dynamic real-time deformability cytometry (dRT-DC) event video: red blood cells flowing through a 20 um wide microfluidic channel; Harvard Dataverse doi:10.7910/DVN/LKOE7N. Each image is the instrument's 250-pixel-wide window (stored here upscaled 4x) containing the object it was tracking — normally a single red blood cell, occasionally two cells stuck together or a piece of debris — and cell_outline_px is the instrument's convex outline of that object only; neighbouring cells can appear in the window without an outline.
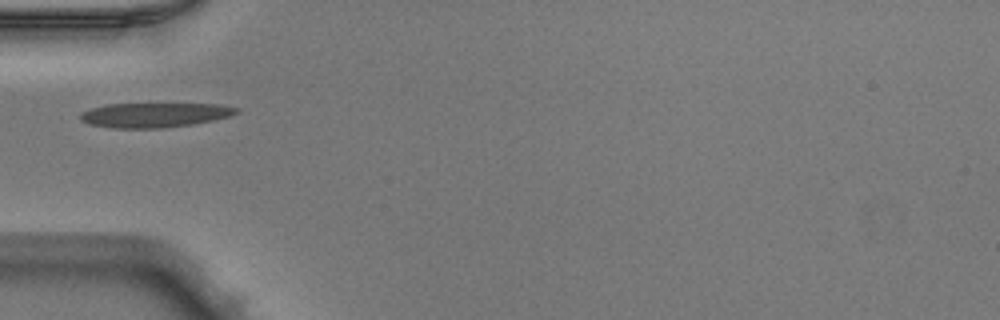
{"species": "Egyptian fruit bat (a non-hibernating species)", "species_latin": "Rousettus aegyptiacus", "temperature_condition": "warm", "stored_images_in_passage": 35, "camera_frame_rate_fps": 3000, "um_per_image_px": 0.085, "animal": {"sex": "male"}, "frame": {"image": 1, "passage_image": 1, "time_ms": 0.0, "image_size_px": [1000, 320], "cell_outline_px": [[240, 112], [228, 116], [212, 120], [192, 124], [164, 128], [116, 128], [88, 124], [80, 120], [80, 112], [88, 108], [104, 104], [220, 104], [240, 108]], "centroid_in_image_um": [13.09, 9.77], "position_along_channel_um": 71.9, "area_um2": 22.48}}
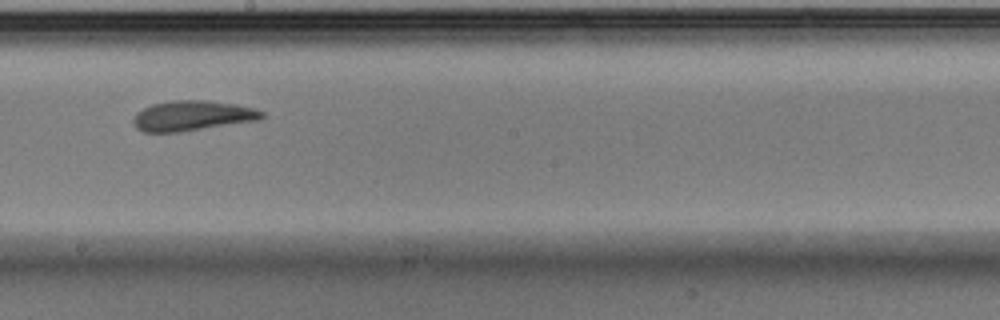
{"frame": {"image": 2, "passage_image": 13, "time_ms": 4.0, "image_size_px": [1000, 320], "cell_outline_px": [[264, 116], [260, 120], [180, 132], [144, 132], [136, 128], [132, 120], [136, 112], [152, 104], [172, 100], [204, 100], [232, 104], [252, 108], [264, 112]], "centroid_in_image_um": [16.32, 9.84], "position_along_channel_um": 231.9, "area_um2": 22.48}}
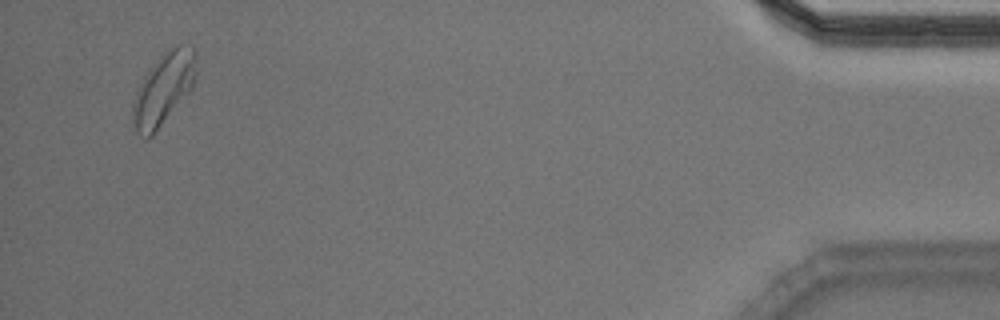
{"frame": {"image": 3, "passage_image": 33, "time_ms": 10.667, "image_size_px": [1000, 320], "cell_outline_px": [[196, 72], [192, 88], [152, 136], [144, 140], [136, 132], [132, 120], [132, 108], [136, 92], [144, 76], [156, 60], [164, 52], [176, 44], [180, 44], [192, 48], [196, 52]], "centroid_in_image_um": [13.89, 7.56], "position_along_channel_um": 421.3, "area_um2": 26.41}, "authors_computed_cell_mechanics": {"area_um2": 22.3108, "velocity_mm_per_s": 3.9868, "shape_relaxation_time_tau1_ms": 5.6191, "shape_relaxation_time_tau2_ms": 2.0429, "deformation_change_tau1": 0.1729, "deformation_change_tau2": 0.0965}}